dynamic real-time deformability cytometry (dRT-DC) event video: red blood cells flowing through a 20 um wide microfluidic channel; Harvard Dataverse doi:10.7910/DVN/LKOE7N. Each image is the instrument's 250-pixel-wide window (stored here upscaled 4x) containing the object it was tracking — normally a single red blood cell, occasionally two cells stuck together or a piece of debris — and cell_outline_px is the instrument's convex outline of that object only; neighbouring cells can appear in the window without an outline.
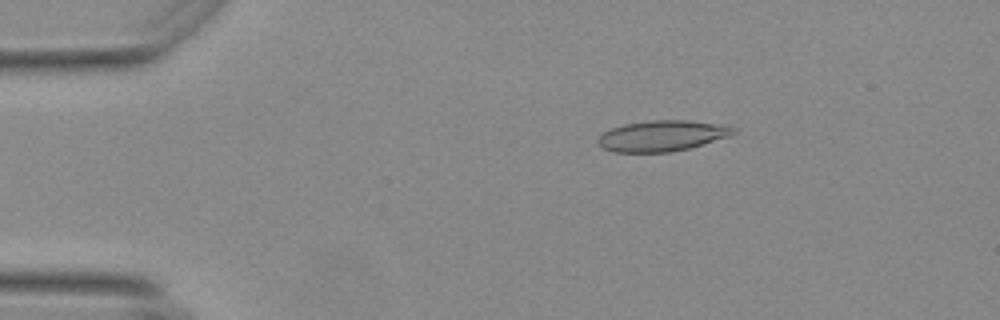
{"species": "Egyptian fruit bat (a non-hibernating species)", "species_latin": "Rousettus aegyptiacus", "temperature_condition": "warm", "stored_images_in_passage": 46, "camera_frame_rate_fps": 3000, "um_per_image_px": 0.085, "animal": {"sex": "female"}, "frame": {"image": 1, "passage_image": 1, "time_ms": 0.0, "image_size_px": [1000, 320], "cell_outline_px": [[736, 132], [732, 136], [688, 148], [668, 152], [612, 152], [604, 148], [596, 140], [604, 132], [612, 128], [624, 124], [648, 120], [688, 120], [736, 128]], "centroid_in_image_um": [56.26, 11.55], "position_along_channel_um": 28.7, "area_um2": 24.04}}
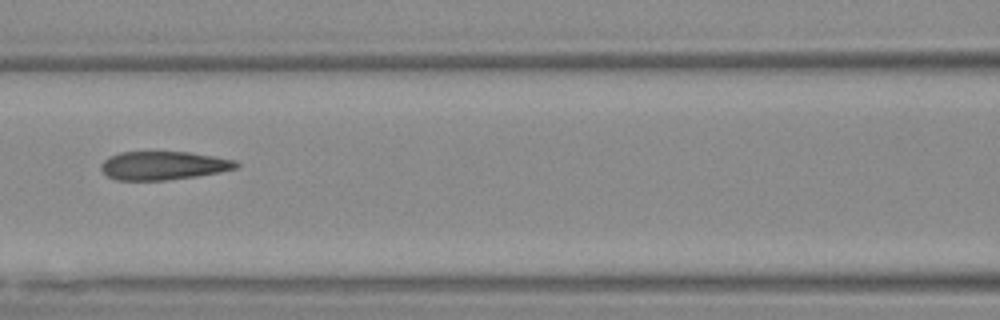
{"frame": {"image": 2, "passage_image": 16, "time_ms": 5.0, "image_size_px": [1000, 320], "cell_outline_px": [[240, 164], [236, 168], [220, 172], [196, 176], [168, 180], [116, 180], [108, 176], [100, 168], [100, 164], [108, 156], [120, 152], [192, 152], [236, 160]], "centroid_in_image_um": [13.89, 14.07], "position_along_channel_um": 152.7, "area_um2": 22.54}}
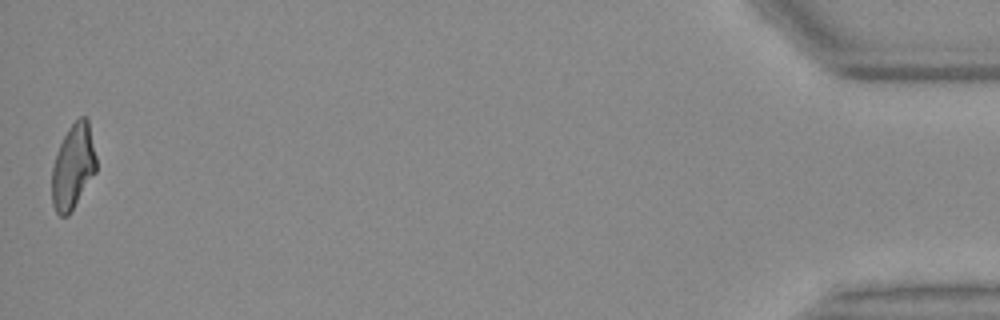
{"frame": {"image": 3, "passage_image": 46, "time_ms": 15.0, "image_size_px": [1000, 320], "cell_outline_px": [[96, 172], [68, 216], [60, 216], [56, 212], [52, 204], [52, 168], [56, 152], [68, 128], [80, 116], [84, 116], [88, 120], [96, 156]], "centroid_in_image_um": [6.2, 14.17], "position_along_channel_um": 429.0, "area_um2": 21.85}, "authors_computed_cell_mechanics": {"area_um2": 23.3223, "velocity_mm_per_s": 3.7038, "shape_relaxation_time_tau1_ms": null, "shape_relaxation_time_tau2_ms": 2.118, "deformation_change_tau1": null, "deformation_change_tau2": 0.1162}}